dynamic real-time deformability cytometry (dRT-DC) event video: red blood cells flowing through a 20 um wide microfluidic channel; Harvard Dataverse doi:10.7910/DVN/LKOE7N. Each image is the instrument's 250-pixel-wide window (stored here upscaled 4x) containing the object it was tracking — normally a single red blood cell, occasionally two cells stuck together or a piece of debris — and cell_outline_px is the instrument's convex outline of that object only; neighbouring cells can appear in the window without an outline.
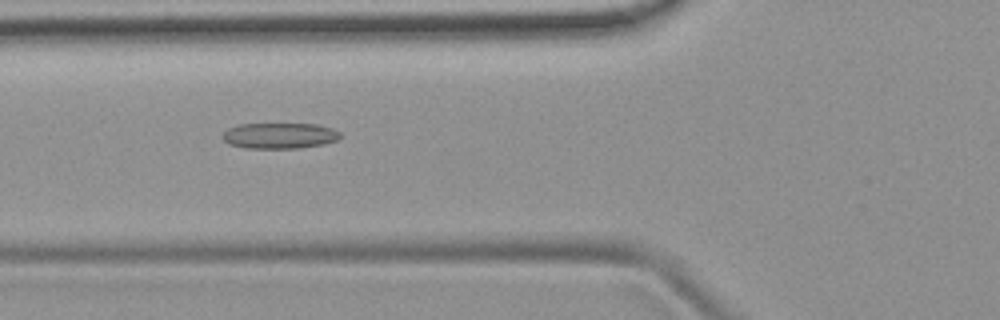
{"species": "common noctule bat (a hibernating species)", "species_latin": "Nyctalus noctula", "temperature_condition": "room temperature", "stored_images_in_passage": 50, "camera_frame_rate_fps": 3000, "um_per_image_px": 0.085, "animal": {"sex": "female", "body_mass_g": 19.9}, "frame": {"image": 1, "passage_image": 17, "time_ms": 5.333, "image_size_px": [1000, 320], "cell_outline_px": [[340, 136], [336, 140], [324, 144], [300, 148], [244, 148], [228, 144], [224, 140], [224, 132], [228, 128], [240, 124], [316, 124], [332, 128], [340, 132]], "centroid_in_image_um": [23.76, 11.53], "position_along_channel_um": 102.0, "area_um2": 17.63}}
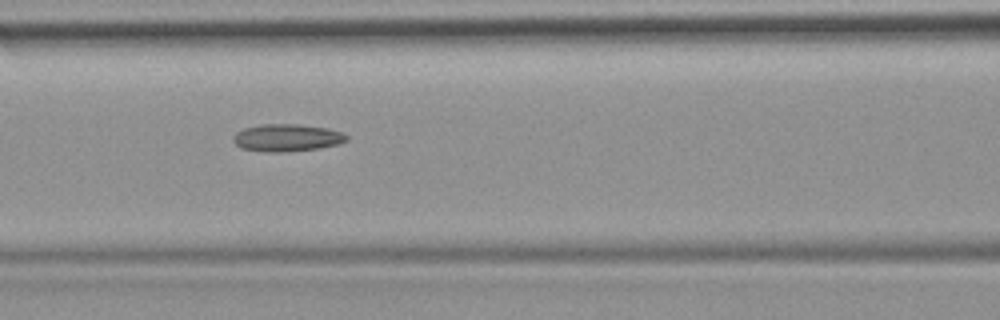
{"frame": {"image": 2, "passage_image": 20, "time_ms": 6.333, "image_size_px": [1000, 320], "cell_outline_px": [[348, 140], [340, 144], [316, 148], [280, 152], [268, 152], [240, 148], [232, 140], [232, 136], [236, 132], [244, 128], [260, 124], [296, 124], [328, 128], [344, 132], [348, 136]], "centroid_in_image_um": [24.39, 11.7], "position_along_channel_um": 142.2, "area_um2": 18.15}}
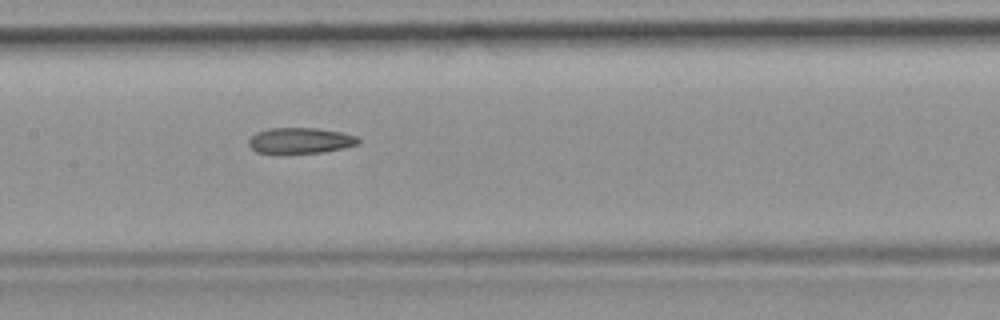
{"frame": {"image": 3, "passage_image": 23, "time_ms": 7.333, "image_size_px": [1000, 320], "cell_outline_px": [[360, 140], [356, 144], [344, 148], [324, 152], [256, 152], [248, 144], [248, 140], [256, 132], [268, 128], [316, 128], [344, 132], [356, 136]], "centroid_in_image_um": [25.54, 11.92], "position_along_channel_um": 181.9, "area_um2": 16.24}}